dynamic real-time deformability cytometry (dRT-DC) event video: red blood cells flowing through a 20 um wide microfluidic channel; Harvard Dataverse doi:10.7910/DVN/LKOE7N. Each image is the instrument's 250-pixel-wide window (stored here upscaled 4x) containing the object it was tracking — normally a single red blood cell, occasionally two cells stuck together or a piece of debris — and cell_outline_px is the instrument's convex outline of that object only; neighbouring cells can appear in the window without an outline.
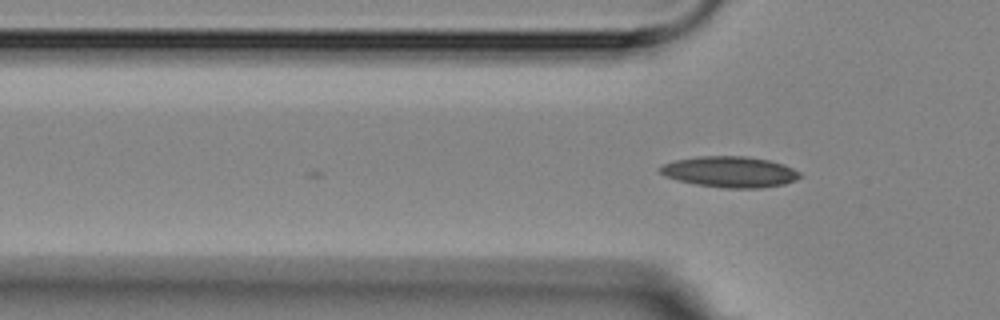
{"species": "Egyptian fruit bat (a non-hibernating species)", "species_latin": "Rousettus aegyptiacus", "temperature_condition": "room temperature", "stored_images_in_passage": 3, "camera_frame_rate_fps": 3000, "um_per_image_px": 0.085, "animal": {"sex": "female"}, "frame": {"image": 1, "passage_image": 3, "time_ms": 2.333, "image_size_px": [1000, 320], "cell_outline_px": [[804, 176], [796, 180], [784, 184], [760, 188], [724, 188], [696, 184], [676, 180], [664, 176], [660, 172], [660, 168], [664, 164], [676, 160], [696, 156], [744, 156], [768, 160], [784, 164], [800, 172]], "centroid_in_image_um": [62.07, 14.61], "position_along_channel_um": 63.7, "area_um2": 25.26}}